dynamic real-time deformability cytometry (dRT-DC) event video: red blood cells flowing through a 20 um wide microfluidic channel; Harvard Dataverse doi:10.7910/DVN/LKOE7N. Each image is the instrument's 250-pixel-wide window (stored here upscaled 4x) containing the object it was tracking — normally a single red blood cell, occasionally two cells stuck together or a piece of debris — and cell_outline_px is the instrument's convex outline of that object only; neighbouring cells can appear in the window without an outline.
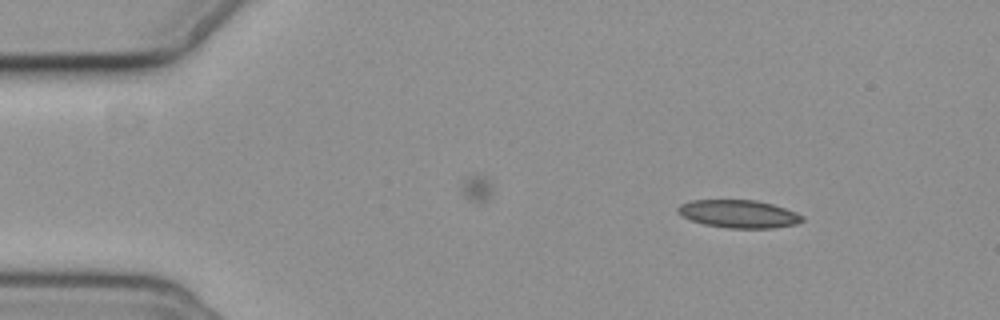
{"species": "common noctule bat (a hibernating species)", "species_latin": "Nyctalus noctula", "temperature_condition": "cold", "stored_images_in_passage": 3, "camera_frame_rate_fps": 3000, "um_per_image_px": 0.085, "animal": {"sex": "female", "body_mass_g": 19.3, "forearm_length_mm": 54.1}, "frame": {"image": 1, "passage_image": 1, "time_ms": 0.0, "image_size_px": [1000, 320], "cell_outline_px": [[804, 220], [796, 224], [772, 228], [728, 228], [704, 224], [692, 220], [676, 212], [676, 208], [680, 204], [692, 200], [756, 200], [772, 204], [796, 212], [804, 216]], "centroid_in_image_um": [62.79, 18.18], "position_along_channel_um": 22.2, "area_um2": 20.17}}